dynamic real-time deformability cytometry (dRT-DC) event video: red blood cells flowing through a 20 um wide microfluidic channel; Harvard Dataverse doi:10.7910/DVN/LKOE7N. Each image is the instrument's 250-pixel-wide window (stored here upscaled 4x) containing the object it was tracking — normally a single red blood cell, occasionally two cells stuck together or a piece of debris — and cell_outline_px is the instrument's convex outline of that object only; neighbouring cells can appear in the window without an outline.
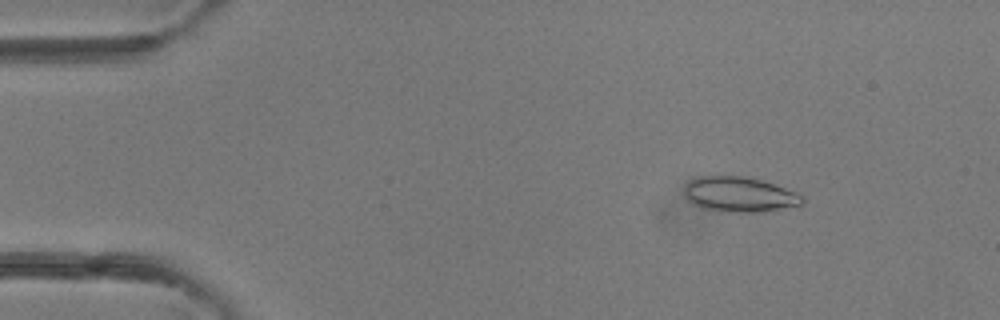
{"species": "common noctule bat (a hibernating species)", "species_latin": "Nyctalus noctula", "temperature_condition": "room temperature", "stored_images_in_passage": 3, "camera_frame_rate_fps": 3000, "um_per_image_px": 0.085, "animal": {"sex": "female"}, "frame": {"image": 1, "passage_image": 1, "time_ms": 0.0, "image_size_px": [1000, 320], "cell_outline_px": [[804, 204], [764, 212], [728, 212], [700, 208], [692, 204], [684, 196], [684, 188], [688, 180], [696, 176], [744, 176], [760, 180], [784, 188], [804, 196]], "centroid_in_image_um": [62.8, 16.53], "position_along_channel_um": 22.2, "area_um2": 24.33}}